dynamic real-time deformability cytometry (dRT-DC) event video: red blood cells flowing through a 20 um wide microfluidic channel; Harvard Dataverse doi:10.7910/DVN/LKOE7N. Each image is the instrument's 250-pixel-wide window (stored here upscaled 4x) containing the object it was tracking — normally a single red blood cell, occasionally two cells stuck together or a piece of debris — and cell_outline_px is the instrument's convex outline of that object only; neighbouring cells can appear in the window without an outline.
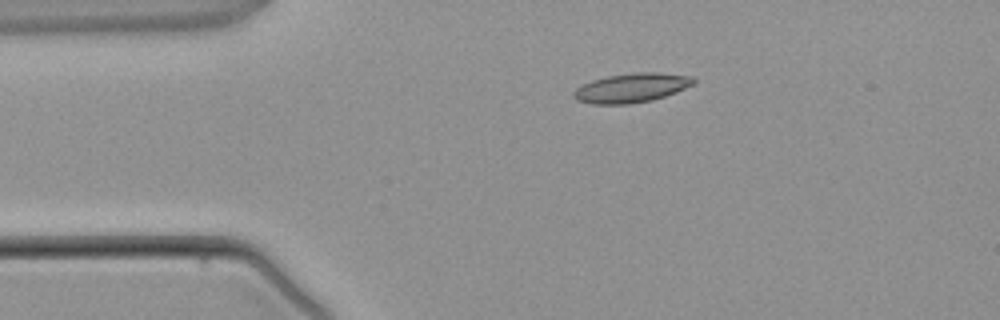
{"species": "common noctule bat (a hibernating species)", "species_latin": "Nyctalus noctula", "temperature_condition": "warm", "stored_images_in_passage": 3, "camera_frame_rate_fps": 3000, "um_per_image_px": 0.085, "animal": {"sex": "male", "body_mass_g": 21.5, "forearm_length_mm": 52.0}, "frame": {"image": 1, "passage_image": 2, "time_ms": 1.0, "image_size_px": [1000, 320], "cell_outline_px": [[696, 80], [692, 84], [676, 92], [652, 100], [628, 104], [592, 104], [576, 100], [572, 96], [572, 92], [576, 88], [592, 80], [608, 76], [636, 72], [656, 72], [692, 76]], "centroid_in_image_um": [53.64, 7.47], "position_along_channel_um": 31.4, "area_um2": 20.35}}